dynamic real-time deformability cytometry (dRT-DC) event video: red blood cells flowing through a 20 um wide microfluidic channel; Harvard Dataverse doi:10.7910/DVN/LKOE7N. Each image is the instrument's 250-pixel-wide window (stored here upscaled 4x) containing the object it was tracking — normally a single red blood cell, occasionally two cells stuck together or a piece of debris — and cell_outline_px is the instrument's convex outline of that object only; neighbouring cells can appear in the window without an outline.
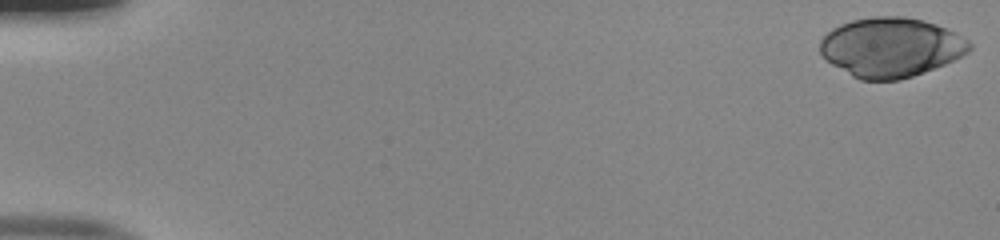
{"species": "human", "species_latin": "Homo sapiens", "temperature_condition": "room temperature", "stored_images_in_passage": 51, "camera_frame_rate_fps": 3000, "um_per_image_px": 0.085, "donor": {"sex": "male"}, "frame": {"image": 1, "passage_image": 1, "time_ms": 0.0, "image_size_px": [1000, 240], "cell_outline_px": [[972, 48], [968, 52], [944, 64], [912, 76], [900, 80], [860, 80], [852, 76], [824, 60], [820, 52], [820, 40], [832, 28], [840, 24], [852, 20], [872, 16], [904, 16], [924, 20], [936, 24], [956, 32], [968, 40], [972, 44]], "centroid_in_image_um": [75.71, 4.01], "position_along_channel_um": 9.3, "area_um2": 51.9}}
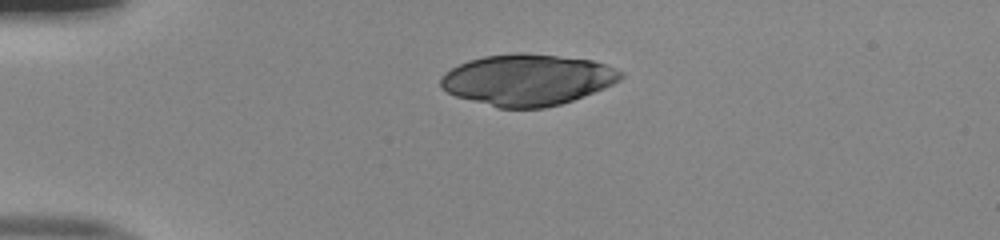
{"frame": {"image": 2, "passage_image": 13, "time_ms": 4.0, "image_size_px": [1000, 240], "cell_outline_px": [[624, 76], [620, 80], [604, 88], [572, 100], [560, 104], [544, 108], [500, 108], [456, 96], [440, 88], [440, 80], [444, 72], [468, 60], [484, 56], [516, 52], [524, 52], [592, 60], [604, 64], [624, 72]], "centroid_in_image_um": [44.82, 6.77], "position_along_channel_um": 40.2, "area_um2": 53.64}}
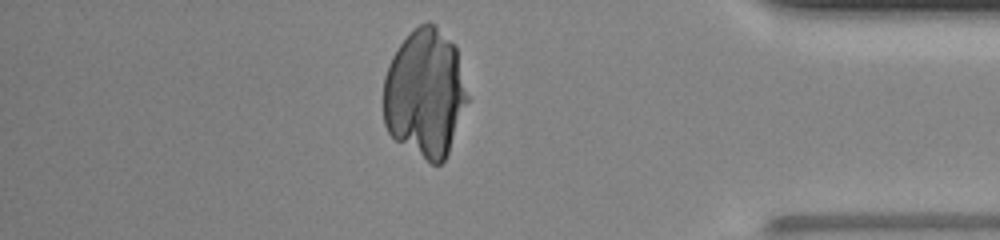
{"frame": {"image": 3, "passage_image": 45, "time_ms": 14.667, "image_size_px": [1000, 240], "cell_outline_px": [[468, 100], [448, 152], [444, 160], [440, 164], [432, 164], [396, 140], [388, 132], [384, 124], [384, 76], [388, 64], [396, 48], [420, 24], [428, 20], [436, 24], [456, 44], [468, 96]], "centroid_in_image_um": [36.13, 7.89], "position_along_channel_um": 399.1, "area_um2": 62.94}}